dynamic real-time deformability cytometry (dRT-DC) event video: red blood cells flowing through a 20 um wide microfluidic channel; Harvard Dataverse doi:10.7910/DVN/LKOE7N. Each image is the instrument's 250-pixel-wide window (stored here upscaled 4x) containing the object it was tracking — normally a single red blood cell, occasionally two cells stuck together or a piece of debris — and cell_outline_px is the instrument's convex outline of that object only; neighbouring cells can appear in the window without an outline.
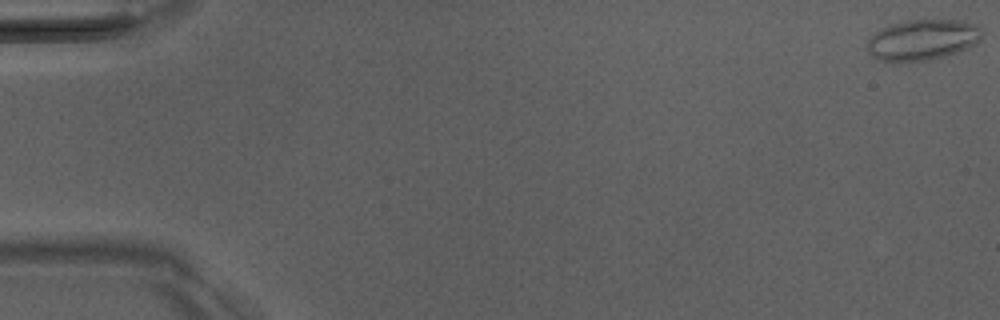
{"species": "Egyptian fruit bat (a non-hibernating species)", "species_latin": "Rousettus aegyptiacus", "temperature_condition": "room temperature", "stored_images_in_passage": 5, "camera_frame_rate_fps": 3000, "um_per_image_px": 0.085, "animal": {"sex": "male"}, "frame": {"image": 1, "passage_image": 1, "time_ms": 0.0, "image_size_px": [1000, 320], "cell_outline_px": [[984, 32], [980, 40], [976, 44], [968, 48], [944, 56], [928, 60], [892, 64], [880, 60], [872, 56], [868, 52], [868, 36], [880, 28], [888, 24], [908, 20], [964, 20], [980, 24]], "centroid_in_image_um": [78.41, 3.39], "position_along_channel_um": 6.6, "area_um2": 28.15}}